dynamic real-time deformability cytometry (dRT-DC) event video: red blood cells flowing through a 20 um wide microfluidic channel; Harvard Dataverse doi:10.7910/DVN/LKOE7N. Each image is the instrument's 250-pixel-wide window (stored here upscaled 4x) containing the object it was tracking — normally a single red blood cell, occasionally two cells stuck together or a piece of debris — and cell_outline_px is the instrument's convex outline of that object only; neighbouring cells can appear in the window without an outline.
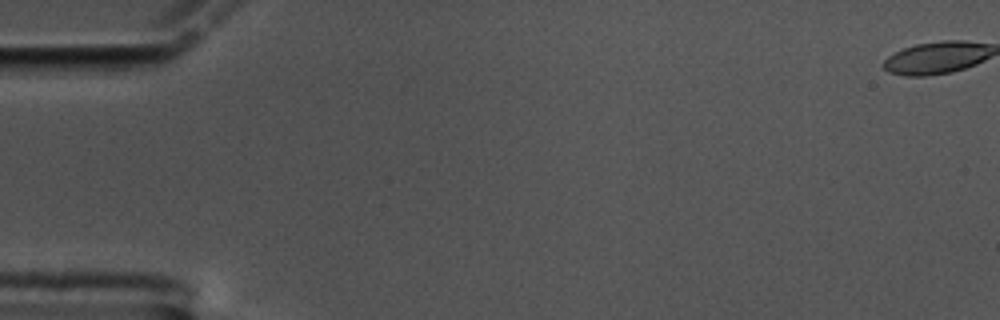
{"species": "common noctule bat (a hibernating species)", "species_latin": "Nyctalus noctula", "temperature_condition": "cold", "stored_images_in_passage": 3, "camera_frame_rate_fps": 3000, "um_per_image_px": 0.085, "animal": {"sex": "male", "body_mass_g": 17.5, "forearm_length_mm": 52.3}, "frame": {"image": 1, "passage_image": 1, "time_ms": 0.0, "image_size_px": [1000, 320], "cell_outline_px": [[984, 56], [980, 60], [972, 64], [960, 68], [940, 72], [900, 72], [928, 44], [980, 44]], "centroid_in_image_um": [80.3, 4.91], "position_along_channel_um": 4.7, "area_um2": 12.2}}